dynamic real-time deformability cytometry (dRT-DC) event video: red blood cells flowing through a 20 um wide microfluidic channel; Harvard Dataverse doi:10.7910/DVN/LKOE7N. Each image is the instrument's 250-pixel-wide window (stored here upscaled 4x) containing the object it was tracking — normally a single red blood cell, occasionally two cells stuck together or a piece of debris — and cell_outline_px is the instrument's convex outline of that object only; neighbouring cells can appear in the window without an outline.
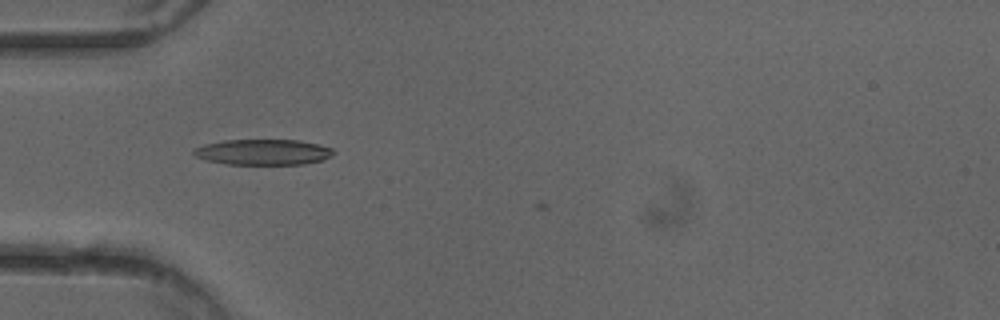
{"species": "common noctule bat (a hibernating species)", "species_latin": "Nyctalus noctula", "temperature_condition": "cold", "stored_images_in_passage": 3, "camera_frame_rate_fps": 3000, "um_per_image_px": 0.085, "animal": {"sex": "female"}, "frame": {"image": 1, "passage_image": 2, "time_ms": 0.333, "image_size_px": [1000, 320], "cell_outline_px": [[336, 152], [332, 156], [324, 160], [304, 164], [224, 164], [204, 160], [196, 156], [192, 152], [196, 148], [204, 144], [224, 140], [300, 140], [332, 148]], "centroid_in_image_um": [22.38, 12.93], "position_along_channel_um": 62.6, "area_um2": 20.98}}